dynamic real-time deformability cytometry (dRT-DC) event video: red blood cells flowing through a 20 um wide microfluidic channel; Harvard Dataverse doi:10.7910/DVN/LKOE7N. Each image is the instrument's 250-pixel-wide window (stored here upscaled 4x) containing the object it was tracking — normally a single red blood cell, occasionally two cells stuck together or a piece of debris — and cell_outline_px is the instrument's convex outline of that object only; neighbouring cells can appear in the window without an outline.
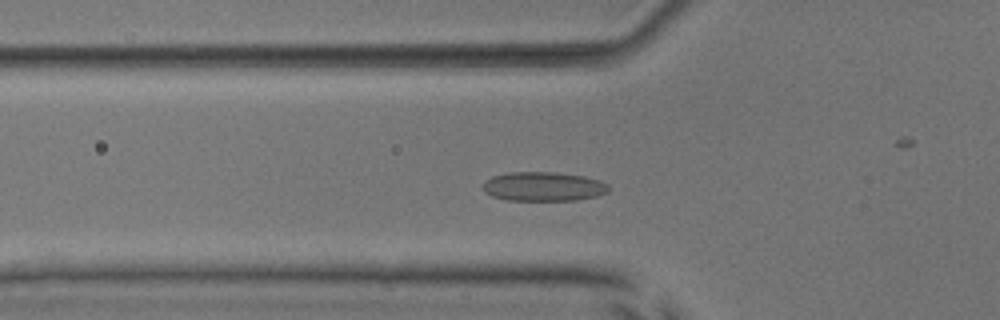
{"species": "common noctule bat (a hibernating species)", "species_latin": "Nyctalus noctula", "temperature_condition": "room temperature", "stored_images_in_passage": 50, "camera_frame_rate_fps": 3000, "um_per_image_px": 0.085, "animal": {"sex": "male", "body_mass_g": 17.9, "forearm_length_mm": 54.2}, "frame": {"image": 1, "passage_image": 15, "time_ms": 4.667, "image_size_px": [1000, 320], "cell_outline_px": [[608, 192], [596, 196], [576, 200], [508, 200], [492, 196], [484, 192], [484, 180], [492, 176], [512, 172], [556, 172], [584, 176], [608, 184]], "centroid_in_image_um": [46.17, 15.85], "position_along_channel_um": 79.6, "area_um2": 21.27}}
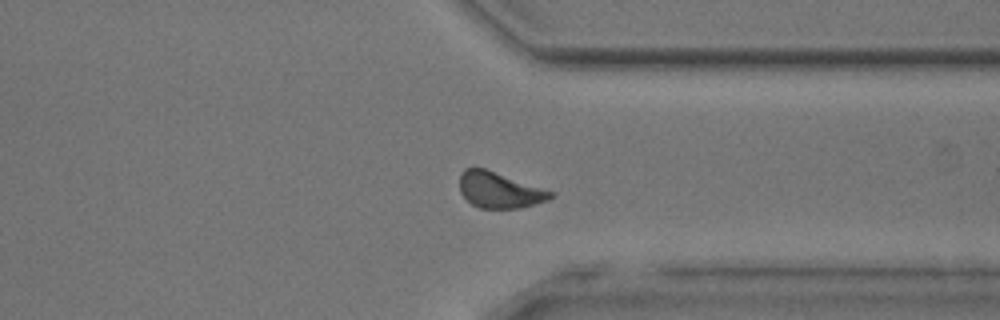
{"frame": {"image": 2, "passage_image": 37, "time_ms": 12.0, "image_size_px": [1000, 320], "cell_outline_px": [[556, 196], [548, 200], [520, 208], [480, 208], [472, 204], [460, 192], [460, 176], [464, 168], [484, 168], [556, 192]], "centroid_in_image_um": [42.49, 16.16], "position_along_channel_um": 368.9, "area_um2": 19.02}}
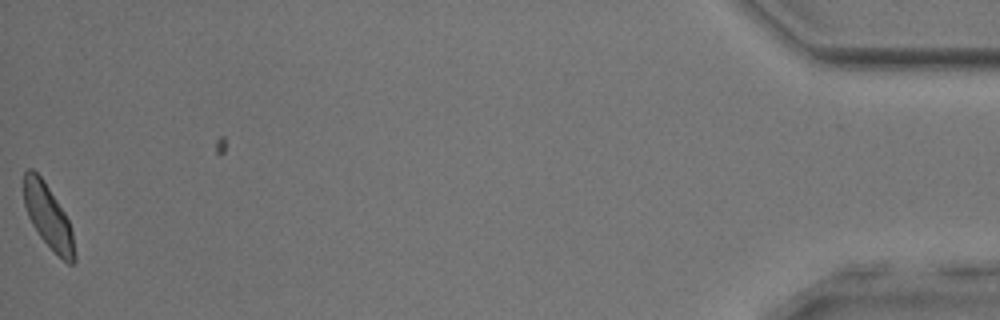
{"frame": {"image": 3, "passage_image": 49, "time_ms": 16.0, "image_size_px": [1000, 320], "cell_outline_px": [[76, 260], [72, 264], [68, 264], [40, 236], [32, 224], [28, 216], [24, 204], [24, 172], [28, 168], [32, 168], [40, 176], [64, 212], [68, 220], [72, 232], [76, 256]], "centroid_in_image_um": [4.09, 18.4], "position_along_channel_um": 431.1, "area_um2": 18.32}, "authors_computed_cell_mechanics": {"area_um2": 19.3919, "velocity_mm_per_s": 3.9409, "shape_relaxation_time_tau1_ms": 3.8311, "shape_relaxation_time_tau2_ms": 1.5262, "deformation_change_tau1": 0.0751, "deformation_change_tau2": 0.0558}}